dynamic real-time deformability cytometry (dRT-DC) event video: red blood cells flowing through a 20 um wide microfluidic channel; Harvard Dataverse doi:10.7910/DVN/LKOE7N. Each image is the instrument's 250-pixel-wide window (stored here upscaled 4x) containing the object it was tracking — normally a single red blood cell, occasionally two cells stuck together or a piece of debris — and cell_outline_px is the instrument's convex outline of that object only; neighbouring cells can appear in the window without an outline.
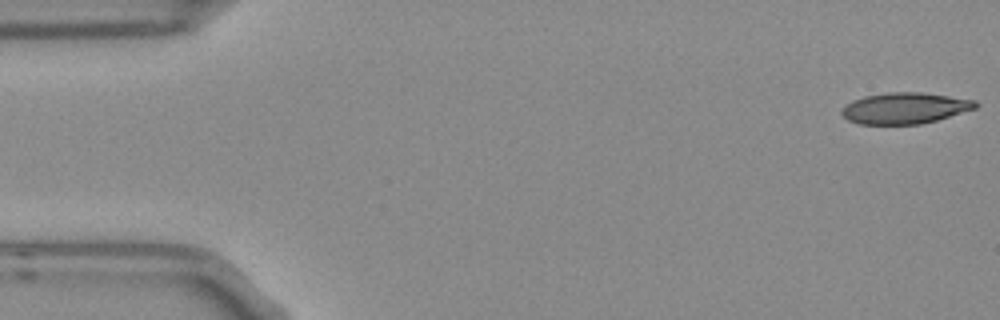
{"species": "Egyptian fruit bat (a non-hibernating species)", "species_latin": "Rousettus aegyptiacus", "temperature_condition": "room temperature", "stored_images_in_passage": 5, "camera_frame_rate_fps": 3000, "um_per_image_px": 0.085, "frame": {"image": 1, "passage_image": 1, "time_ms": 0.0, "image_size_px": [1000, 320], "cell_outline_px": [[980, 104], [976, 108], [936, 120], [920, 124], [860, 124], [848, 120], [840, 112], [852, 100], [864, 96], [888, 92], [924, 92], [976, 100]], "centroid_in_image_um": [76.94, 9.18], "position_along_channel_um": 8.1, "area_um2": 24.22}}
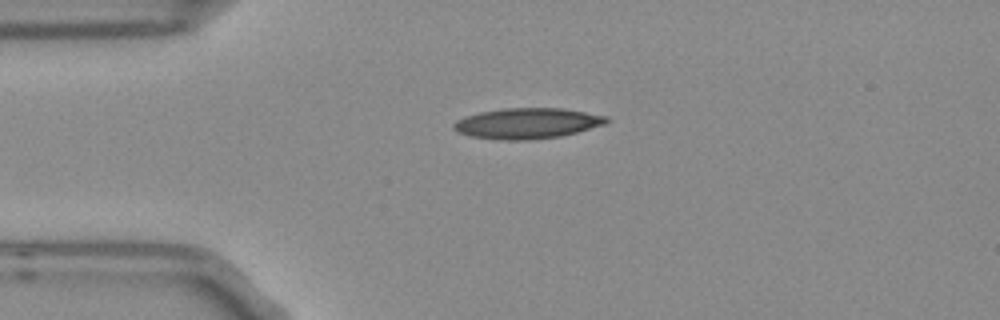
{"frame": {"image": 2, "passage_image": 4, "time_ms": 1.0, "image_size_px": [1000, 320], "cell_outline_px": [[608, 120], [604, 124], [576, 132], [560, 136], [528, 140], [496, 140], [472, 136], [456, 132], [452, 128], [452, 124], [456, 120], [480, 112], [504, 108], [560, 108], [608, 116]], "centroid_in_image_um": [44.76, 10.49], "position_along_channel_um": 40.2, "area_um2": 27.11}}